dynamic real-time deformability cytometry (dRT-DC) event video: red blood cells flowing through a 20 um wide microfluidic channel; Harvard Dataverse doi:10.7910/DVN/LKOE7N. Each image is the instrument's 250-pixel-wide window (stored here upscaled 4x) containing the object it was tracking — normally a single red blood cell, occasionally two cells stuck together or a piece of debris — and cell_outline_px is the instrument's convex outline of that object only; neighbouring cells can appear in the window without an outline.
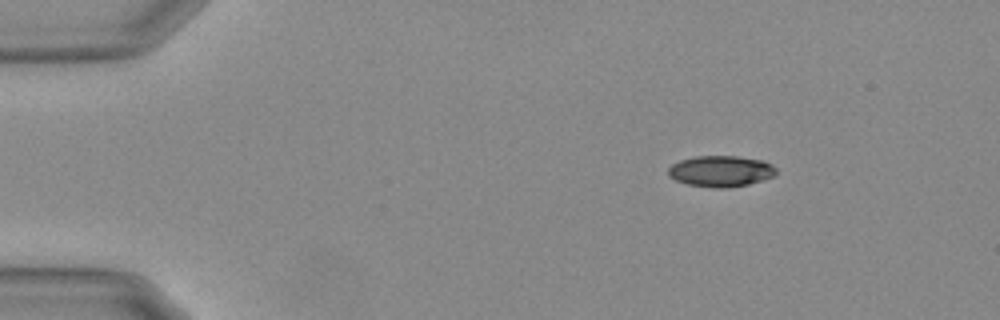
{"species": "Egyptian fruit bat (a non-hibernating species)", "species_latin": "Rousettus aegyptiacus", "temperature_condition": "warm", "stored_images_in_passage": 5, "camera_frame_rate_fps": 3000, "um_per_image_px": 0.085, "animal": {"sex": "female"}, "frame": {"image": 1, "passage_image": 1, "time_ms": 0.0, "image_size_px": [1000, 320], "cell_outline_px": [[776, 172], [772, 176], [748, 184], [728, 188], [716, 188], [688, 184], [676, 180], [668, 176], [668, 168], [672, 164], [680, 160], [696, 156], [736, 156], [764, 160], [772, 164], [776, 168]], "centroid_in_image_um": [61.25, 14.54], "position_along_channel_um": 23.7, "area_um2": 19.48}}